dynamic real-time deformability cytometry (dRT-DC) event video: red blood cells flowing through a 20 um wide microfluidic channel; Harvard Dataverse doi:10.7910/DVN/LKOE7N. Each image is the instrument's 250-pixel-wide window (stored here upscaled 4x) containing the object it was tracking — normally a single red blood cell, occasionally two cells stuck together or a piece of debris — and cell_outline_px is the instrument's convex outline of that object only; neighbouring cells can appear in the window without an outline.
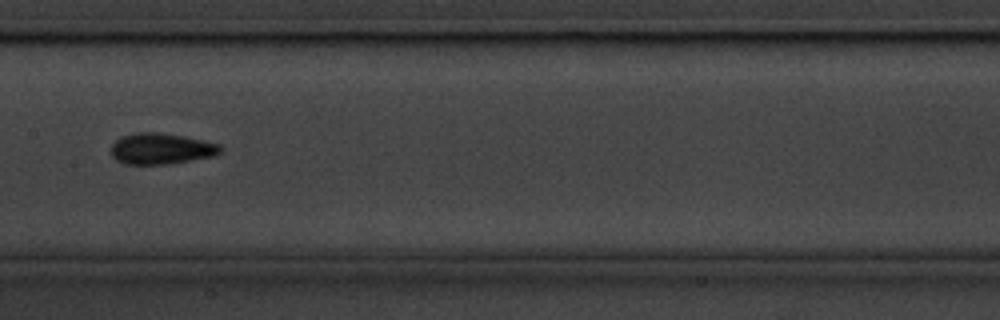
{"species": "common noctule bat (a hibernating species)", "species_latin": "Nyctalus noctula", "temperature_condition": "cold", "stored_images_in_passage": 9, "camera_frame_rate_fps": 3000, "um_per_image_px": 0.085, "animal": {"sex": "male", "body_mass_g": 20.1, "forearm_length_mm": 53.5}, "frame": {"image": 1, "passage_image": 8, "time_ms": 2.333, "image_size_px": [1000, 320], "cell_outline_px": [[220, 152], [216, 156], [168, 164], [124, 164], [116, 160], [112, 156], [112, 144], [120, 136], [136, 132], [156, 132], [184, 136], [220, 144]], "centroid_in_image_um": [13.68, 12.64], "position_along_channel_um": 193.7, "area_um2": 19.83}}
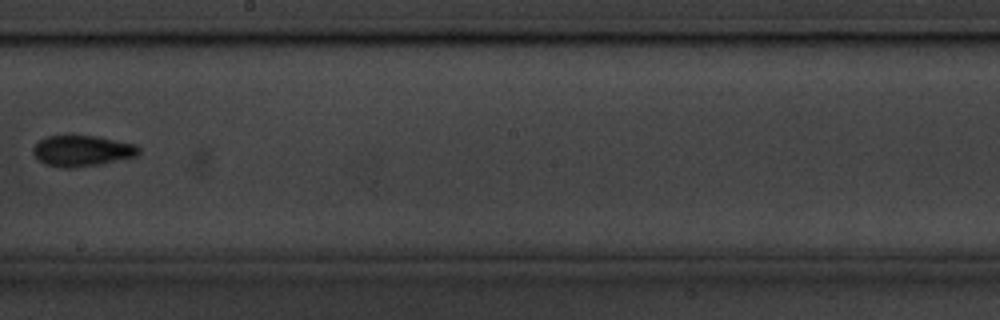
{"frame": {"image": 2, "passage_image": 9, "time_ms": 2.667, "image_size_px": [1000, 320], "cell_outline_px": [[140, 152], [136, 156], [100, 164], [72, 168], [64, 168], [44, 164], [32, 152], [32, 148], [40, 140], [48, 136], [68, 132], [100, 136], [136, 144], [140, 148]], "centroid_in_image_um": [6.97, 12.77], "position_along_channel_um": 241.2, "area_um2": 19.77}}